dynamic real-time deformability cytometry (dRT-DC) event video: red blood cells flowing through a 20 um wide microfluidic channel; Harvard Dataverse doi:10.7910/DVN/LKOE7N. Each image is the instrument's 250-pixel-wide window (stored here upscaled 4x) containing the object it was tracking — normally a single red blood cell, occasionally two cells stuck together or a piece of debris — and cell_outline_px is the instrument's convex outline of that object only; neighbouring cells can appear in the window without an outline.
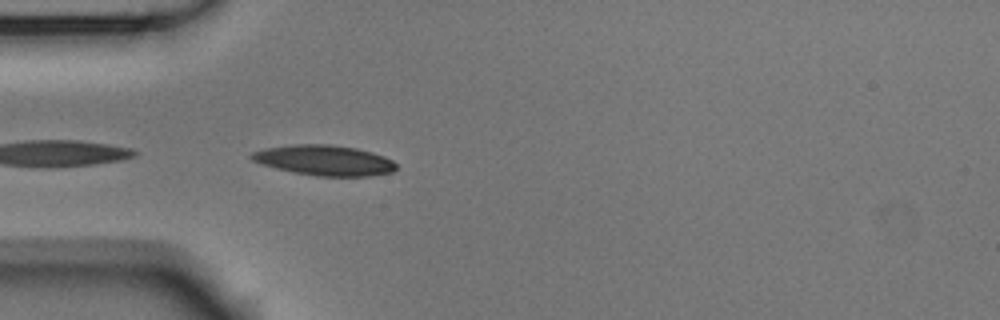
{"species": "Egyptian fruit bat (a non-hibernating species)", "species_latin": "Rousettus aegyptiacus", "temperature_condition": "room temperature", "stored_images_in_passage": 26, "camera_frame_rate_fps": 3000, "um_per_image_px": 0.085, "animal": {"sex": "male"}, "frame": {"image": 1, "passage_image": 1, "time_ms": 0.0, "image_size_px": [1000, 320], "cell_outline_px": [[396, 168], [392, 172], [368, 176], [316, 176], [292, 172], [260, 164], [252, 160], [248, 156], [252, 152], [264, 148], [292, 144], [328, 144], [356, 148], [372, 152], [384, 156], [392, 160], [396, 164]], "centroid_in_image_um": [27.53, 13.62], "position_along_channel_um": 57.5, "area_um2": 25.66}}